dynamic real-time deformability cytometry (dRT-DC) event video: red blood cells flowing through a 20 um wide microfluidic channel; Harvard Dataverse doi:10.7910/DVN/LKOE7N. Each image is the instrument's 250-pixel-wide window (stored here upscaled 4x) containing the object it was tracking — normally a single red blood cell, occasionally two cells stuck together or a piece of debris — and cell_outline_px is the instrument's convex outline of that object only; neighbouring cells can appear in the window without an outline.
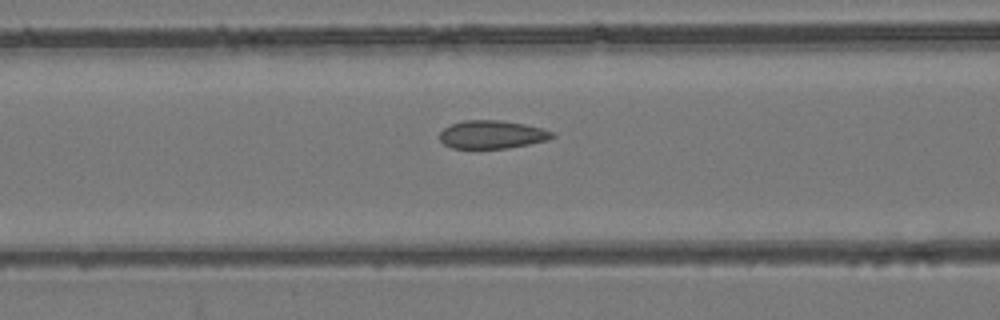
{"species": "common noctule bat (a hibernating species)", "species_latin": "Nyctalus noctula", "temperature_condition": "room temperature", "stored_images_in_passage": 50, "camera_frame_rate_fps": 3000, "um_per_image_px": 0.085, "animal": {"sex": "female", "body_mass_g": 24.6, "forearm_length_mm": 56.2}, "frame": {"image": 1, "passage_image": 18, "time_ms": 5.667, "image_size_px": [1000, 320], "cell_outline_px": [[556, 136], [548, 140], [508, 148], [452, 148], [444, 144], [440, 140], [440, 132], [444, 128], [452, 124], [464, 120], [500, 120], [524, 124], [540, 128], [552, 132]], "centroid_in_image_um": [41.81, 11.43], "position_along_channel_um": 124.8, "area_um2": 18.32}}
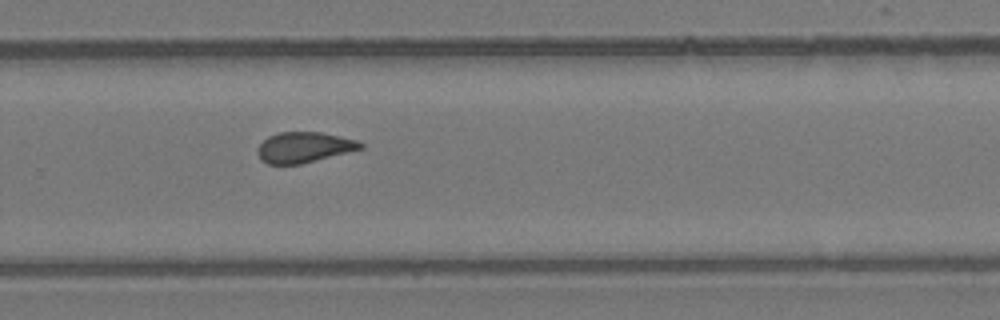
{"frame": {"image": 2, "passage_image": 32, "time_ms": 10.333, "image_size_px": [1000, 320], "cell_outline_px": [[364, 148], [300, 164], [268, 164], [260, 160], [256, 152], [260, 144], [268, 136], [280, 132], [320, 132], [356, 140], [364, 144]], "centroid_in_image_um": [25.81, 12.52], "position_along_channel_um": 304.0, "area_um2": 18.21}}
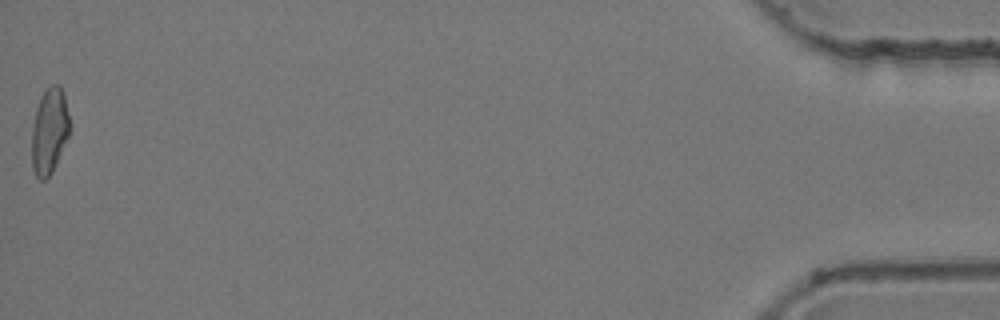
{"frame": {"image": 3, "passage_image": 50, "time_ms": 16.333, "image_size_px": [1000, 320], "cell_outline_px": [[68, 136], [52, 172], [44, 180], [40, 180], [36, 176], [32, 168], [32, 128], [36, 108], [40, 96], [52, 84], [60, 84], [64, 96], [68, 116]], "centroid_in_image_um": [4.17, 11.14], "position_along_channel_um": 431.0, "area_um2": 18.61}, "authors_computed_cell_mechanics": {"area_um2": 18.8139, "velocity_mm_per_s": 3.8497, "shape_relaxation_time_tau1_ms": null, "shape_relaxation_time_tau2_ms": 1.2106, "deformation_change_tau1": null, "deformation_change_tau2": 0.0923}}